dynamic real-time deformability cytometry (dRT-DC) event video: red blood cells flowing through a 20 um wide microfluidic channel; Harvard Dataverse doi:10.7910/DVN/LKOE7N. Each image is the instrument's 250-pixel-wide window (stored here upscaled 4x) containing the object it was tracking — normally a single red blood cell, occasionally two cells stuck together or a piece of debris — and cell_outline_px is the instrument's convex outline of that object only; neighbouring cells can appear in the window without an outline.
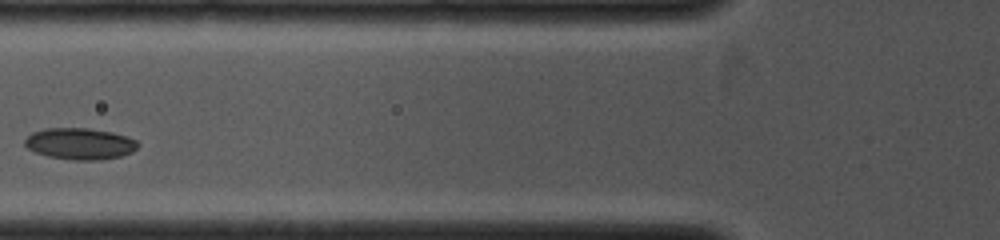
{"species": "common noctule bat (a hibernating species)", "species_latin": "Nyctalus noctula", "temperature_condition": "cold", "stored_images_in_passage": 21, "camera_frame_rate_fps": 4000, "um_per_image_px": 0.085, "animal": {"sex": "female", "body_mass_g": 19.0, "forearm_length_mm": 53.3}, "frame": {"image": 1, "passage_image": 4, "time_ms": 1.0, "image_size_px": [1000, 240], "cell_outline_px": [[140, 144], [132, 152], [120, 156], [96, 160], [72, 160], [48, 156], [36, 152], [28, 148], [24, 144], [24, 140], [32, 132], [44, 128], [88, 128], [112, 132], [136, 140]], "centroid_in_image_um": [6.77, 12.21], "position_along_channel_um": 119.0, "area_um2": 20.63}}
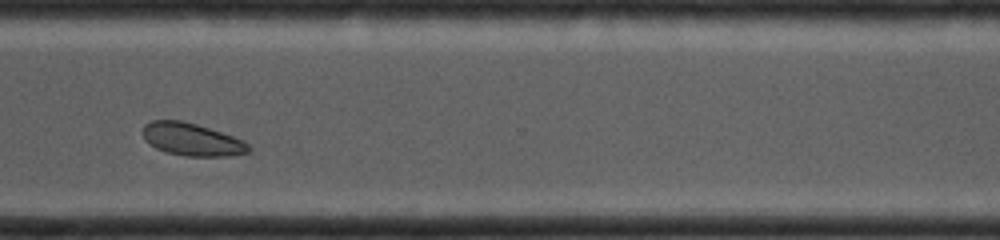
{"frame": {"image": 2, "passage_image": 18, "time_ms": 5.75, "image_size_px": [1000, 240], "cell_outline_px": [[252, 148], [248, 152], [228, 156], [184, 156], [164, 152], [156, 148], [144, 140], [144, 124], [152, 120], [180, 120], [196, 124], [244, 140]], "centroid_in_image_um": [16.3, 11.86], "position_along_channel_um": 354.3, "area_um2": 20.06}}